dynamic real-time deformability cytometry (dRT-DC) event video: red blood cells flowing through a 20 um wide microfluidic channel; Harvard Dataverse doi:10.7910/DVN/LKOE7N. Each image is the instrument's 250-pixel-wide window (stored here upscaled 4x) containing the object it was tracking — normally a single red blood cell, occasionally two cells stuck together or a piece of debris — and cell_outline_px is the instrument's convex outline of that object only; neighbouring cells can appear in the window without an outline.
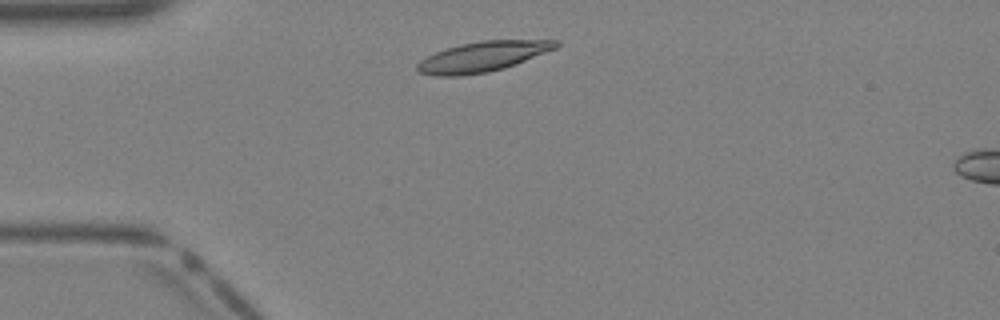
{"species": "Egyptian fruit bat (a non-hibernating species)", "species_latin": "Rousettus aegyptiacus", "temperature_condition": "warm", "stored_images_in_passage": 32, "camera_frame_rate_fps": 3000, "um_per_image_px": 0.085, "animal": {"sex": "female"}, "frame": {"image": 1, "passage_image": 3, "time_ms": 0.667, "image_size_px": [1000, 320], "cell_outline_px": [[560, 44], [556, 48], [504, 68], [488, 72], [460, 76], [436, 76], [420, 72], [416, 68], [416, 64], [420, 60], [436, 52], [460, 44], [480, 40], [560, 40]], "centroid_in_image_um": [41.02, 4.81], "position_along_channel_um": 44.0, "area_um2": 24.16}}
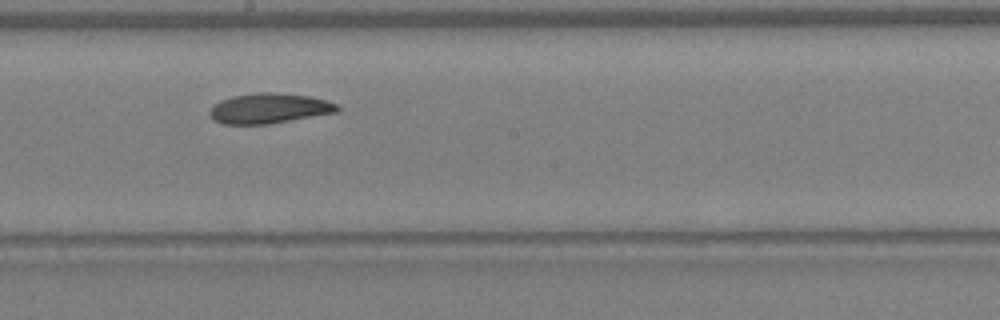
{"frame": {"image": 2, "passage_image": 15, "time_ms": 4.667, "image_size_px": [1000, 320], "cell_outline_px": [[340, 108], [336, 112], [268, 124], [224, 124], [216, 120], [208, 112], [220, 100], [232, 96], [260, 92], [272, 92], [308, 96], [328, 100], [336, 104]], "centroid_in_image_um": [22.89, 9.2], "position_along_channel_um": 225.3, "area_um2": 22.08}}
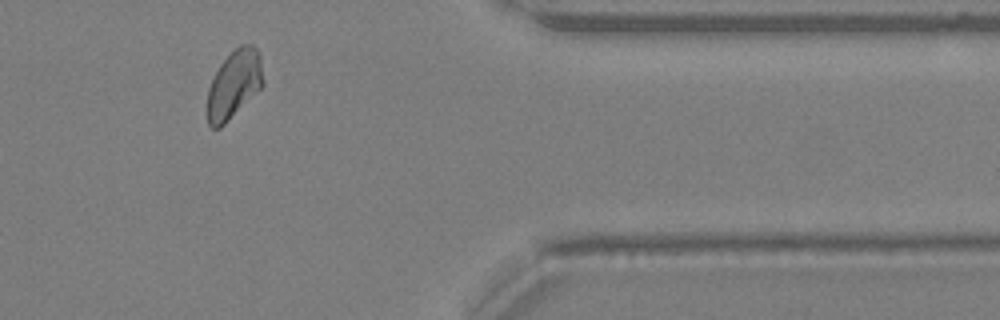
{"frame": {"image": 3, "passage_image": 26, "time_ms": 8.333, "image_size_px": [1000, 320], "cell_outline_px": [[264, 84], [220, 128], [212, 128], [208, 124], [208, 88], [220, 64], [240, 44], [252, 44], [260, 52]], "centroid_in_image_um": [19.91, 7.14], "position_along_channel_um": 391.5, "area_um2": 21.79}}